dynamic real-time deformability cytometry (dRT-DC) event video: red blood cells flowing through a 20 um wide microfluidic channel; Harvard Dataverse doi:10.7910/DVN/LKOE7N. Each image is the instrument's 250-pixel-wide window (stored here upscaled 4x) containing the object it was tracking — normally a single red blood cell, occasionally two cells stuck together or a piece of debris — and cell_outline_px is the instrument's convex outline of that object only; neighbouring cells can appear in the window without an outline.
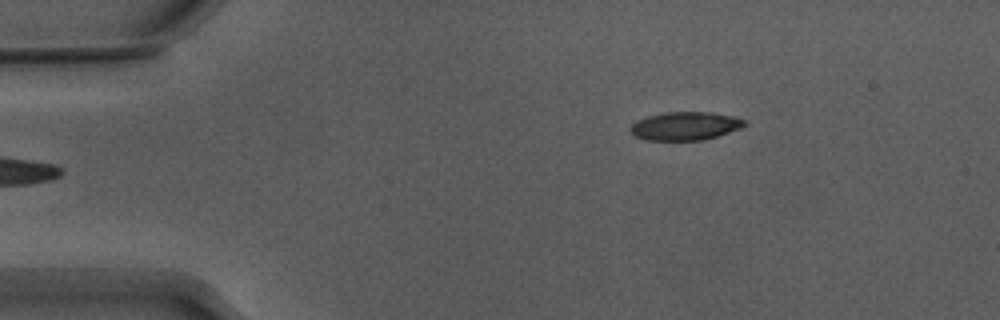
{"species": "Egyptian fruit bat (a non-hibernating species)", "species_latin": "Rousettus aegyptiacus", "temperature_condition": "warm", "stored_images_in_passage": 46, "camera_frame_rate_fps": 3000, "um_per_image_px": 0.085, "animal": {"sex": "male"}, "frame": {"image": 1, "passage_image": 1, "time_ms": 0.0, "image_size_px": [1000, 320], "cell_outline_px": [[748, 124], [740, 128], [704, 140], [648, 140], [632, 136], [628, 128], [636, 120], [648, 116], [664, 112], [712, 112], [732, 116], [744, 120]], "centroid_in_image_um": [58.19, 10.71], "position_along_channel_um": 26.8, "area_um2": 18.9}}
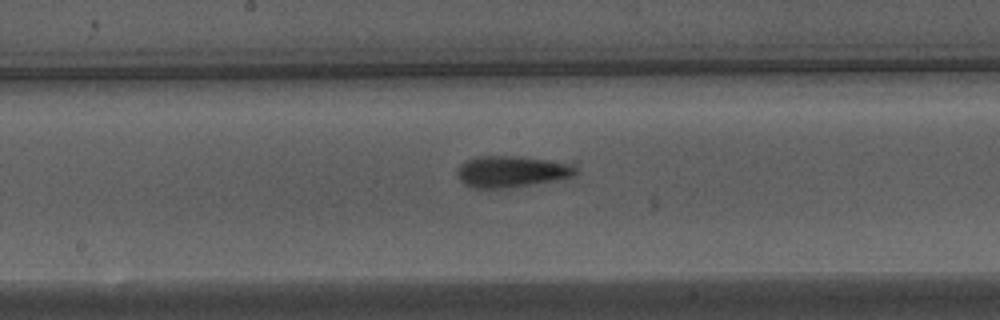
{"frame": {"image": 2, "passage_image": 20, "time_ms": 6.333, "image_size_px": [1000, 320], "cell_outline_px": [[576, 176], [556, 180], [508, 188], [472, 188], [464, 184], [460, 180], [456, 172], [456, 168], [464, 160], [476, 156], [516, 156], [576, 160]], "centroid_in_image_um": [43.59, 14.54], "position_along_channel_um": 204.6, "area_um2": 22.77}}
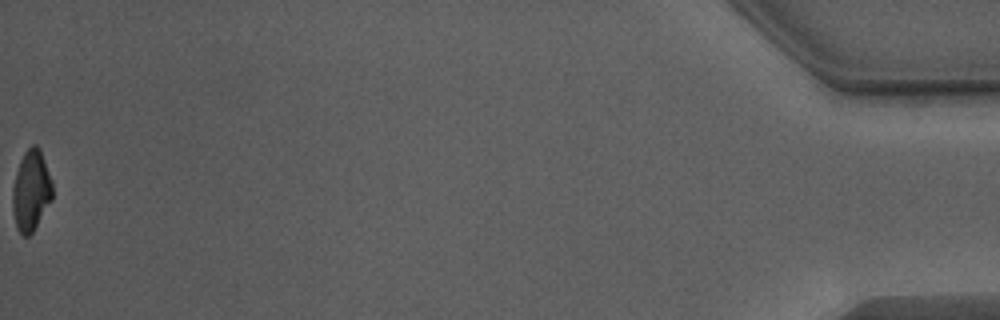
{"frame": {"image": 3, "passage_image": 46, "time_ms": 15.0, "image_size_px": [1000, 320], "cell_outline_px": [[52, 200], [32, 232], [28, 236], [24, 236], [16, 228], [12, 208], [12, 188], [16, 172], [20, 160], [24, 152], [32, 144], [36, 144], [40, 148], [52, 180]], "centroid_in_image_um": [2.64, 16.18], "position_along_channel_um": 432.6, "area_um2": 18.84}}